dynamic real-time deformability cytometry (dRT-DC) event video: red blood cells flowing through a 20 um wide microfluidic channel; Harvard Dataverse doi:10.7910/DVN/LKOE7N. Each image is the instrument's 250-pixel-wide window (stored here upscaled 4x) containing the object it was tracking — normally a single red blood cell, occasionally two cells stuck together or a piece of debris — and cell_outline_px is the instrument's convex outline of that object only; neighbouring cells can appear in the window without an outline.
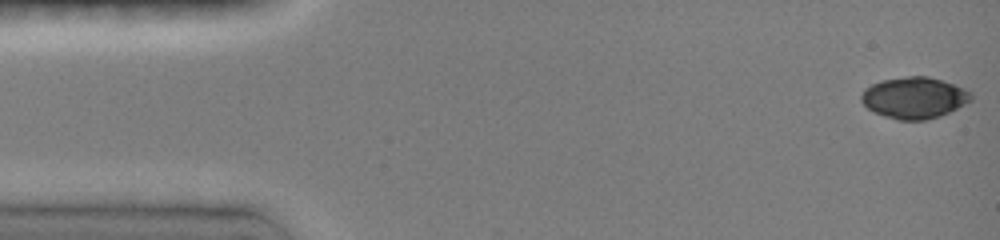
{"species": "common noctule bat (a hibernating species)", "species_latin": "Nyctalus noctula", "temperature_condition": "room temperature", "stored_images_in_passage": 10, "camera_frame_rate_fps": 3000, "um_per_image_px": 0.085, "animal": {"sex": "female", "body_mass_g": 19.0, "forearm_length_mm": 51.5}, "frame": {"image": 1, "passage_image": 1, "time_ms": 0.0, "image_size_px": [1000, 240], "cell_outline_px": [[972, 100], [940, 116], [924, 120], [900, 120], [884, 116], [872, 112], [860, 100], [860, 96], [864, 88], [880, 80], [908, 76], [928, 76], [964, 88], [972, 92]], "centroid_in_image_um": [77.67, 8.31], "position_along_channel_um": 7.3, "area_um2": 26.47}}
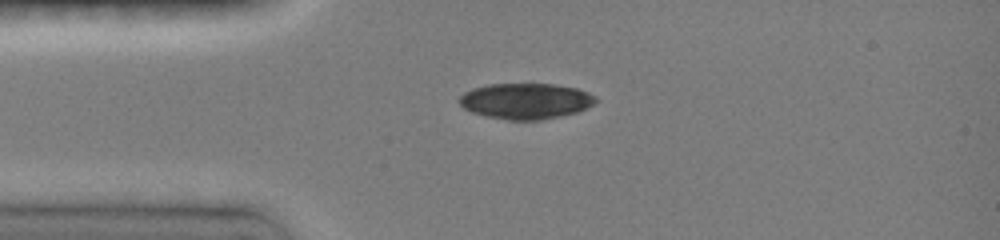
{"frame": {"image": 2, "passage_image": 9, "time_ms": 3.333, "image_size_px": [1000, 240], "cell_outline_px": [[600, 100], [576, 112], [560, 116], [540, 120], [508, 120], [488, 116], [472, 112], [464, 108], [456, 100], [464, 92], [472, 88], [488, 84], [556, 84], [576, 88], [588, 92], [596, 96]], "centroid_in_image_um": [44.67, 8.58], "position_along_channel_um": 40.3, "area_um2": 28.5}}